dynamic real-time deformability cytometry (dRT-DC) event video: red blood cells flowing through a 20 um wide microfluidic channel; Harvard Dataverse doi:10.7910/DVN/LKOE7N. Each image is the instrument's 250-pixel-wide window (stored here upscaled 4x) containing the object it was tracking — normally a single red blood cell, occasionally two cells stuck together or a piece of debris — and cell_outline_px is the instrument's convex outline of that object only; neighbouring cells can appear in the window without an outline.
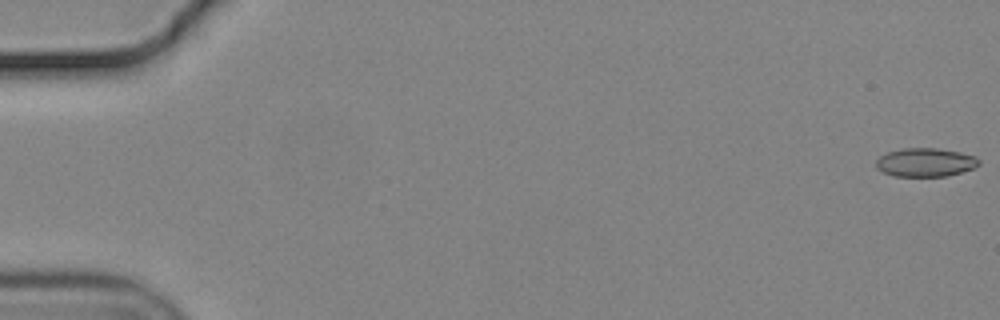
{"species": "common noctule bat (a hibernating species)", "species_latin": "Nyctalus noctula", "temperature_condition": "cold", "stored_images_in_passage": 11, "camera_frame_rate_fps": 3000, "um_per_image_px": 0.085, "animal": {"sex": "male", "body_mass_g": 19.2, "forearm_length_mm": 51.8}, "frame": {"image": 1, "passage_image": 1, "time_ms": 0.0, "image_size_px": [1000, 320], "cell_outline_px": [[980, 164], [976, 168], [948, 176], [892, 176], [876, 168], [876, 160], [880, 156], [888, 152], [904, 148], [936, 148], [960, 152], [976, 156], [980, 160]], "centroid_in_image_um": [78.7, 13.8], "position_along_channel_um": 6.3, "area_um2": 17.28}}